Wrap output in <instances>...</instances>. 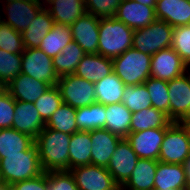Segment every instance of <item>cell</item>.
I'll return each mask as SVG.
<instances>
[{
  "mask_svg": "<svg viewBox=\"0 0 190 190\" xmlns=\"http://www.w3.org/2000/svg\"><path fill=\"white\" fill-rule=\"evenodd\" d=\"M100 19L85 13L71 26L72 39L76 41L86 54H97L99 47Z\"/></svg>",
  "mask_w": 190,
  "mask_h": 190,
  "instance_id": "15",
  "label": "cell"
},
{
  "mask_svg": "<svg viewBox=\"0 0 190 190\" xmlns=\"http://www.w3.org/2000/svg\"><path fill=\"white\" fill-rule=\"evenodd\" d=\"M151 57L152 55L129 48L112 59L113 72L126 86L143 84L151 77Z\"/></svg>",
  "mask_w": 190,
  "mask_h": 190,
  "instance_id": "4",
  "label": "cell"
},
{
  "mask_svg": "<svg viewBox=\"0 0 190 190\" xmlns=\"http://www.w3.org/2000/svg\"><path fill=\"white\" fill-rule=\"evenodd\" d=\"M157 160L138 159L130 178L120 190H154Z\"/></svg>",
  "mask_w": 190,
  "mask_h": 190,
  "instance_id": "24",
  "label": "cell"
},
{
  "mask_svg": "<svg viewBox=\"0 0 190 190\" xmlns=\"http://www.w3.org/2000/svg\"><path fill=\"white\" fill-rule=\"evenodd\" d=\"M182 165L186 173L187 184L190 187V154Z\"/></svg>",
  "mask_w": 190,
  "mask_h": 190,
  "instance_id": "46",
  "label": "cell"
},
{
  "mask_svg": "<svg viewBox=\"0 0 190 190\" xmlns=\"http://www.w3.org/2000/svg\"><path fill=\"white\" fill-rule=\"evenodd\" d=\"M22 57V73L38 81L56 85L59 77L53 68V59L38 48H25Z\"/></svg>",
  "mask_w": 190,
  "mask_h": 190,
  "instance_id": "8",
  "label": "cell"
},
{
  "mask_svg": "<svg viewBox=\"0 0 190 190\" xmlns=\"http://www.w3.org/2000/svg\"><path fill=\"white\" fill-rule=\"evenodd\" d=\"M155 16L173 28L190 24V0H157Z\"/></svg>",
  "mask_w": 190,
  "mask_h": 190,
  "instance_id": "19",
  "label": "cell"
},
{
  "mask_svg": "<svg viewBox=\"0 0 190 190\" xmlns=\"http://www.w3.org/2000/svg\"><path fill=\"white\" fill-rule=\"evenodd\" d=\"M13 1H25V0H0V3L1 4H5V3H8V2H13Z\"/></svg>",
  "mask_w": 190,
  "mask_h": 190,
  "instance_id": "50",
  "label": "cell"
},
{
  "mask_svg": "<svg viewBox=\"0 0 190 190\" xmlns=\"http://www.w3.org/2000/svg\"><path fill=\"white\" fill-rule=\"evenodd\" d=\"M54 20L49 11L44 7L25 31L21 33L25 48H38L41 40L52 29Z\"/></svg>",
  "mask_w": 190,
  "mask_h": 190,
  "instance_id": "25",
  "label": "cell"
},
{
  "mask_svg": "<svg viewBox=\"0 0 190 190\" xmlns=\"http://www.w3.org/2000/svg\"><path fill=\"white\" fill-rule=\"evenodd\" d=\"M134 30L122 21L102 18L99 22L98 54L114 59L132 48Z\"/></svg>",
  "mask_w": 190,
  "mask_h": 190,
  "instance_id": "3",
  "label": "cell"
},
{
  "mask_svg": "<svg viewBox=\"0 0 190 190\" xmlns=\"http://www.w3.org/2000/svg\"><path fill=\"white\" fill-rule=\"evenodd\" d=\"M76 124L78 131H91L105 128L106 107L101 103H93L76 110Z\"/></svg>",
  "mask_w": 190,
  "mask_h": 190,
  "instance_id": "31",
  "label": "cell"
},
{
  "mask_svg": "<svg viewBox=\"0 0 190 190\" xmlns=\"http://www.w3.org/2000/svg\"><path fill=\"white\" fill-rule=\"evenodd\" d=\"M185 131L188 141L190 142V117L181 119L177 122Z\"/></svg>",
  "mask_w": 190,
  "mask_h": 190,
  "instance_id": "45",
  "label": "cell"
},
{
  "mask_svg": "<svg viewBox=\"0 0 190 190\" xmlns=\"http://www.w3.org/2000/svg\"><path fill=\"white\" fill-rule=\"evenodd\" d=\"M105 107L106 125L104 129L121 138H126L130 134L133 113L122 102L105 105Z\"/></svg>",
  "mask_w": 190,
  "mask_h": 190,
  "instance_id": "27",
  "label": "cell"
},
{
  "mask_svg": "<svg viewBox=\"0 0 190 190\" xmlns=\"http://www.w3.org/2000/svg\"><path fill=\"white\" fill-rule=\"evenodd\" d=\"M35 140L13 128L0 129V158L4 154H22V151L30 149Z\"/></svg>",
  "mask_w": 190,
  "mask_h": 190,
  "instance_id": "33",
  "label": "cell"
},
{
  "mask_svg": "<svg viewBox=\"0 0 190 190\" xmlns=\"http://www.w3.org/2000/svg\"><path fill=\"white\" fill-rule=\"evenodd\" d=\"M70 26L54 23L52 29L41 40L39 48L52 59L72 41Z\"/></svg>",
  "mask_w": 190,
  "mask_h": 190,
  "instance_id": "32",
  "label": "cell"
},
{
  "mask_svg": "<svg viewBox=\"0 0 190 190\" xmlns=\"http://www.w3.org/2000/svg\"><path fill=\"white\" fill-rule=\"evenodd\" d=\"M187 186L186 173L182 164L158 161L154 190H183Z\"/></svg>",
  "mask_w": 190,
  "mask_h": 190,
  "instance_id": "23",
  "label": "cell"
},
{
  "mask_svg": "<svg viewBox=\"0 0 190 190\" xmlns=\"http://www.w3.org/2000/svg\"><path fill=\"white\" fill-rule=\"evenodd\" d=\"M168 128L147 129L127 135L126 140L138 158L159 161L160 147Z\"/></svg>",
  "mask_w": 190,
  "mask_h": 190,
  "instance_id": "14",
  "label": "cell"
},
{
  "mask_svg": "<svg viewBox=\"0 0 190 190\" xmlns=\"http://www.w3.org/2000/svg\"><path fill=\"white\" fill-rule=\"evenodd\" d=\"M171 47L190 69V24L174 27Z\"/></svg>",
  "mask_w": 190,
  "mask_h": 190,
  "instance_id": "40",
  "label": "cell"
},
{
  "mask_svg": "<svg viewBox=\"0 0 190 190\" xmlns=\"http://www.w3.org/2000/svg\"><path fill=\"white\" fill-rule=\"evenodd\" d=\"M173 123L167 114L154 107H149L132 114L130 133L147 129L169 128Z\"/></svg>",
  "mask_w": 190,
  "mask_h": 190,
  "instance_id": "26",
  "label": "cell"
},
{
  "mask_svg": "<svg viewBox=\"0 0 190 190\" xmlns=\"http://www.w3.org/2000/svg\"><path fill=\"white\" fill-rule=\"evenodd\" d=\"M0 49L13 54H22L25 50L21 33L1 21Z\"/></svg>",
  "mask_w": 190,
  "mask_h": 190,
  "instance_id": "38",
  "label": "cell"
},
{
  "mask_svg": "<svg viewBox=\"0 0 190 190\" xmlns=\"http://www.w3.org/2000/svg\"><path fill=\"white\" fill-rule=\"evenodd\" d=\"M86 55L79 44L72 40L56 57L53 58V68L60 78L74 74L76 67Z\"/></svg>",
  "mask_w": 190,
  "mask_h": 190,
  "instance_id": "30",
  "label": "cell"
},
{
  "mask_svg": "<svg viewBox=\"0 0 190 190\" xmlns=\"http://www.w3.org/2000/svg\"><path fill=\"white\" fill-rule=\"evenodd\" d=\"M71 135L44 128L35 138V145L44 172L69 171Z\"/></svg>",
  "mask_w": 190,
  "mask_h": 190,
  "instance_id": "1",
  "label": "cell"
},
{
  "mask_svg": "<svg viewBox=\"0 0 190 190\" xmlns=\"http://www.w3.org/2000/svg\"><path fill=\"white\" fill-rule=\"evenodd\" d=\"M42 173L44 170L35 144L22 151V154H4V158H0V181L10 185L35 178Z\"/></svg>",
  "mask_w": 190,
  "mask_h": 190,
  "instance_id": "2",
  "label": "cell"
},
{
  "mask_svg": "<svg viewBox=\"0 0 190 190\" xmlns=\"http://www.w3.org/2000/svg\"><path fill=\"white\" fill-rule=\"evenodd\" d=\"M138 159L130 143L126 138H122L117 144L106 167L108 172L112 175L113 180L120 188L130 178Z\"/></svg>",
  "mask_w": 190,
  "mask_h": 190,
  "instance_id": "11",
  "label": "cell"
},
{
  "mask_svg": "<svg viewBox=\"0 0 190 190\" xmlns=\"http://www.w3.org/2000/svg\"><path fill=\"white\" fill-rule=\"evenodd\" d=\"M133 1L139 2L140 4L145 6L155 7L157 0H133Z\"/></svg>",
  "mask_w": 190,
  "mask_h": 190,
  "instance_id": "48",
  "label": "cell"
},
{
  "mask_svg": "<svg viewBox=\"0 0 190 190\" xmlns=\"http://www.w3.org/2000/svg\"><path fill=\"white\" fill-rule=\"evenodd\" d=\"M76 110L68 104L63 103L45 124L46 128L57 130L69 135L78 131L76 124Z\"/></svg>",
  "mask_w": 190,
  "mask_h": 190,
  "instance_id": "34",
  "label": "cell"
},
{
  "mask_svg": "<svg viewBox=\"0 0 190 190\" xmlns=\"http://www.w3.org/2000/svg\"><path fill=\"white\" fill-rule=\"evenodd\" d=\"M1 6L4 12L0 7V21L20 33L26 30L37 14L45 7L44 0L13 1Z\"/></svg>",
  "mask_w": 190,
  "mask_h": 190,
  "instance_id": "7",
  "label": "cell"
},
{
  "mask_svg": "<svg viewBox=\"0 0 190 190\" xmlns=\"http://www.w3.org/2000/svg\"><path fill=\"white\" fill-rule=\"evenodd\" d=\"M0 190H11V185L7 182L0 181Z\"/></svg>",
  "mask_w": 190,
  "mask_h": 190,
  "instance_id": "49",
  "label": "cell"
},
{
  "mask_svg": "<svg viewBox=\"0 0 190 190\" xmlns=\"http://www.w3.org/2000/svg\"><path fill=\"white\" fill-rule=\"evenodd\" d=\"M48 190H79L70 171L48 172Z\"/></svg>",
  "mask_w": 190,
  "mask_h": 190,
  "instance_id": "42",
  "label": "cell"
},
{
  "mask_svg": "<svg viewBox=\"0 0 190 190\" xmlns=\"http://www.w3.org/2000/svg\"><path fill=\"white\" fill-rule=\"evenodd\" d=\"M143 84L150 94L152 107L164 112L170 119L168 81L149 77Z\"/></svg>",
  "mask_w": 190,
  "mask_h": 190,
  "instance_id": "35",
  "label": "cell"
},
{
  "mask_svg": "<svg viewBox=\"0 0 190 190\" xmlns=\"http://www.w3.org/2000/svg\"><path fill=\"white\" fill-rule=\"evenodd\" d=\"M90 139L92 142L91 164L107 167L117 144L122 138L102 128L91 130Z\"/></svg>",
  "mask_w": 190,
  "mask_h": 190,
  "instance_id": "18",
  "label": "cell"
},
{
  "mask_svg": "<svg viewBox=\"0 0 190 190\" xmlns=\"http://www.w3.org/2000/svg\"><path fill=\"white\" fill-rule=\"evenodd\" d=\"M173 29L167 22L156 19L148 26L134 30L132 48L149 55L171 48Z\"/></svg>",
  "mask_w": 190,
  "mask_h": 190,
  "instance_id": "5",
  "label": "cell"
},
{
  "mask_svg": "<svg viewBox=\"0 0 190 190\" xmlns=\"http://www.w3.org/2000/svg\"><path fill=\"white\" fill-rule=\"evenodd\" d=\"M15 100L10 93L0 95V129L12 128Z\"/></svg>",
  "mask_w": 190,
  "mask_h": 190,
  "instance_id": "43",
  "label": "cell"
},
{
  "mask_svg": "<svg viewBox=\"0 0 190 190\" xmlns=\"http://www.w3.org/2000/svg\"><path fill=\"white\" fill-rule=\"evenodd\" d=\"M170 120L178 122L190 117V69L168 81Z\"/></svg>",
  "mask_w": 190,
  "mask_h": 190,
  "instance_id": "12",
  "label": "cell"
},
{
  "mask_svg": "<svg viewBox=\"0 0 190 190\" xmlns=\"http://www.w3.org/2000/svg\"><path fill=\"white\" fill-rule=\"evenodd\" d=\"M113 72L112 59L100 54H86L74 72L77 77L96 83Z\"/></svg>",
  "mask_w": 190,
  "mask_h": 190,
  "instance_id": "22",
  "label": "cell"
},
{
  "mask_svg": "<svg viewBox=\"0 0 190 190\" xmlns=\"http://www.w3.org/2000/svg\"><path fill=\"white\" fill-rule=\"evenodd\" d=\"M190 154V142L182 127L174 122L166 131L160 147L159 161L183 164Z\"/></svg>",
  "mask_w": 190,
  "mask_h": 190,
  "instance_id": "9",
  "label": "cell"
},
{
  "mask_svg": "<svg viewBox=\"0 0 190 190\" xmlns=\"http://www.w3.org/2000/svg\"><path fill=\"white\" fill-rule=\"evenodd\" d=\"M69 171L79 190H120L106 167L89 164Z\"/></svg>",
  "mask_w": 190,
  "mask_h": 190,
  "instance_id": "10",
  "label": "cell"
},
{
  "mask_svg": "<svg viewBox=\"0 0 190 190\" xmlns=\"http://www.w3.org/2000/svg\"><path fill=\"white\" fill-rule=\"evenodd\" d=\"M8 92V83L3 79H0V95Z\"/></svg>",
  "mask_w": 190,
  "mask_h": 190,
  "instance_id": "47",
  "label": "cell"
},
{
  "mask_svg": "<svg viewBox=\"0 0 190 190\" xmlns=\"http://www.w3.org/2000/svg\"><path fill=\"white\" fill-rule=\"evenodd\" d=\"M94 86L97 103L109 105L122 102V95L126 85L114 72L102 80H98L94 83Z\"/></svg>",
  "mask_w": 190,
  "mask_h": 190,
  "instance_id": "29",
  "label": "cell"
},
{
  "mask_svg": "<svg viewBox=\"0 0 190 190\" xmlns=\"http://www.w3.org/2000/svg\"><path fill=\"white\" fill-rule=\"evenodd\" d=\"M154 8L133 0H122L114 17L133 30H138L156 20Z\"/></svg>",
  "mask_w": 190,
  "mask_h": 190,
  "instance_id": "16",
  "label": "cell"
},
{
  "mask_svg": "<svg viewBox=\"0 0 190 190\" xmlns=\"http://www.w3.org/2000/svg\"><path fill=\"white\" fill-rule=\"evenodd\" d=\"M122 0H85L86 13L98 19L113 18Z\"/></svg>",
  "mask_w": 190,
  "mask_h": 190,
  "instance_id": "41",
  "label": "cell"
},
{
  "mask_svg": "<svg viewBox=\"0 0 190 190\" xmlns=\"http://www.w3.org/2000/svg\"><path fill=\"white\" fill-rule=\"evenodd\" d=\"M189 70L182 58L171 47L158 51L151 57V77L170 81Z\"/></svg>",
  "mask_w": 190,
  "mask_h": 190,
  "instance_id": "13",
  "label": "cell"
},
{
  "mask_svg": "<svg viewBox=\"0 0 190 190\" xmlns=\"http://www.w3.org/2000/svg\"><path fill=\"white\" fill-rule=\"evenodd\" d=\"M122 103L132 113L152 107L150 94L144 84L126 86L122 95Z\"/></svg>",
  "mask_w": 190,
  "mask_h": 190,
  "instance_id": "36",
  "label": "cell"
},
{
  "mask_svg": "<svg viewBox=\"0 0 190 190\" xmlns=\"http://www.w3.org/2000/svg\"><path fill=\"white\" fill-rule=\"evenodd\" d=\"M21 54H13L0 49V79L9 83L22 73Z\"/></svg>",
  "mask_w": 190,
  "mask_h": 190,
  "instance_id": "39",
  "label": "cell"
},
{
  "mask_svg": "<svg viewBox=\"0 0 190 190\" xmlns=\"http://www.w3.org/2000/svg\"><path fill=\"white\" fill-rule=\"evenodd\" d=\"M91 150L90 131L74 132L69 144V170L91 164Z\"/></svg>",
  "mask_w": 190,
  "mask_h": 190,
  "instance_id": "28",
  "label": "cell"
},
{
  "mask_svg": "<svg viewBox=\"0 0 190 190\" xmlns=\"http://www.w3.org/2000/svg\"><path fill=\"white\" fill-rule=\"evenodd\" d=\"M45 8L52 16L54 23L71 26L86 13L82 0H44Z\"/></svg>",
  "mask_w": 190,
  "mask_h": 190,
  "instance_id": "21",
  "label": "cell"
},
{
  "mask_svg": "<svg viewBox=\"0 0 190 190\" xmlns=\"http://www.w3.org/2000/svg\"><path fill=\"white\" fill-rule=\"evenodd\" d=\"M183 190H190V187L189 186H187L186 188H184Z\"/></svg>",
  "mask_w": 190,
  "mask_h": 190,
  "instance_id": "51",
  "label": "cell"
},
{
  "mask_svg": "<svg viewBox=\"0 0 190 190\" xmlns=\"http://www.w3.org/2000/svg\"><path fill=\"white\" fill-rule=\"evenodd\" d=\"M62 104L63 100L56 85L47 89L46 92L34 102V106L37 108L45 124Z\"/></svg>",
  "mask_w": 190,
  "mask_h": 190,
  "instance_id": "37",
  "label": "cell"
},
{
  "mask_svg": "<svg viewBox=\"0 0 190 190\" xmlns=\"http://www.w3.org/2000/svg\"><path fill=\"white\" fill-rule=\"evenodd\" d=\"M51 86L26 74H19L8 83V92L16 101L34 103Z\"/></svg>",
  "mask_w": 190,
  "mask_h": 190,
  "instance_id": "20",
  "label": "cell"
},
{
  "mask_svg": "<svg viewBox=\"0 0 190 190\" xmlns=\"http://www.w3.org/2000/svg\"><path fill=\"white\" fill-rule=\"evenodd\" d=\"M12 128L34 140L45 128L37 108L32 102H22L15 100V113L13 117Z\"/></svg>",
  "mask_w": 190,
  "mask_h": 190,
  "instance_id": "17",
  "label": "cell"
},
{
  "mask_svg": "<svg viewBox=\"0 0 190 190\" xmlns=\"http://www.w3.org/2000/svg\"><path fill=\"white\" fill-rule=\"evenodd\" d=\"M63 103L75 109L89 106L96 102L95 86L74 74L59 78L57 84Z\"/></svg>",
  "mask_w": 190,
  "mask_h": 190,
  "instance_id": "6",
  "label": "cell"
},
{
  "mask_svg": "<svg viewBox=\"0 0 190 190\" xmlns=\"http://www.w3.org/2000/svg\"><path fill=\"white\" fill-rule=\"evenodd\" d=\"M48 172H44L39 176L19 181L11 185V190H48Z\"/></svg>",
  "mask_w": 190,
  "mask_h": 190,
  "instance_id": "44",
  "label": "cell"
}]
</instances>
